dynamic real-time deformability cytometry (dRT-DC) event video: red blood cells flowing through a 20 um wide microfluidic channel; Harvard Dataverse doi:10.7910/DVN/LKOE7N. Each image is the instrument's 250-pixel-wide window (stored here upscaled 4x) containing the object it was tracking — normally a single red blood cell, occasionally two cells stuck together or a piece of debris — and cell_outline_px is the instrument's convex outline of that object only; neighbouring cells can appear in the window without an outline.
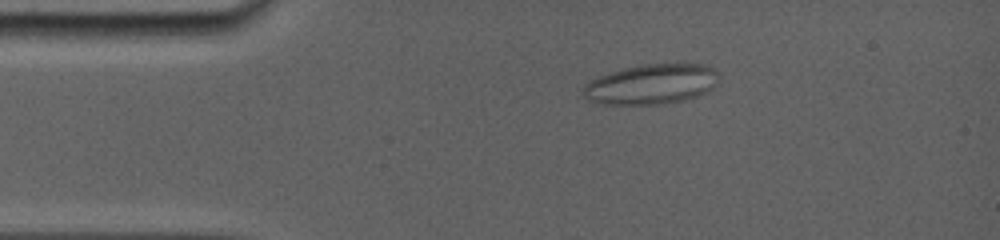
{"species": "common noctule bat (a hibernating species)", "species_latin": "Nyctalus noctula", "temperature_condition": "room temperature", "stored_images_in_passage": 26, "camera_frame_rate_fps": 5000, "um_per_image_px": 0.085, "animal": {"sex": "female", "body_mass_g": 19.0, "forearm_length_mm": 56.7}, "frame": {"image": 1, "passage_image": 5, "time_ms": 2.8, "image_size_px": [1000, 240], "cell_outline_px": [[720, 72], [716, 84], [708, 92], [684, 100], [664, 104], [596, 104], [588, 100], [580, 92], [584, 84], [588, 80], [624, 68], [644, 64], [708, 64]], "centroid_in_image_um": [55.36, 7.16], "position_along_channel_um": 29.6, "area_um2": 32.08}}
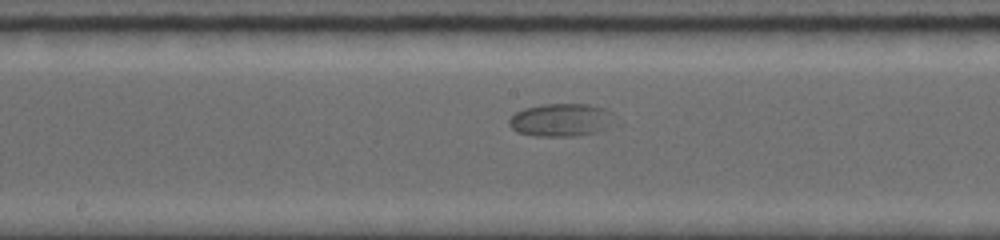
{"frame": {"image": 2, "passage_image": 14, "time_ms": 8.6, "image_size_px": [1000, 240], "cell_outline_px": [[624, 120], [600, 132], [576, 136], [536, 136], [516, 132], [508, 124], [508, 120], [516, 112], [524, 108], [544, 104], [588, 104], [604, 108], [612, 112]], "centroid_in_image_um": [47.83, 10.2], "position_along_channel_um": 200.4, "area_um2": 21.04}}
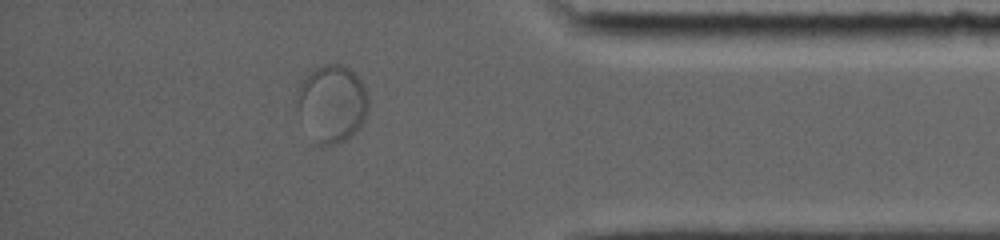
{"frame": {"image": 3, "passage_image": 23, "time_ms": 14.6, "image_size_px": [1000, 240], "cell_outline_px": [[368, 112], [360, 128], [356, 132], [344, 140], [336, 144], [320, 144], [300, 120], [296, 104], [296, 92], [300, 84], [308, 72], [324, 64], [340, 64], [348, 68], [364, 84], [368, 96]], "centroid_in_image_um": [28.22, 8.77], "position_along_channel_um": 407.0, "area_um2": 32.14}}